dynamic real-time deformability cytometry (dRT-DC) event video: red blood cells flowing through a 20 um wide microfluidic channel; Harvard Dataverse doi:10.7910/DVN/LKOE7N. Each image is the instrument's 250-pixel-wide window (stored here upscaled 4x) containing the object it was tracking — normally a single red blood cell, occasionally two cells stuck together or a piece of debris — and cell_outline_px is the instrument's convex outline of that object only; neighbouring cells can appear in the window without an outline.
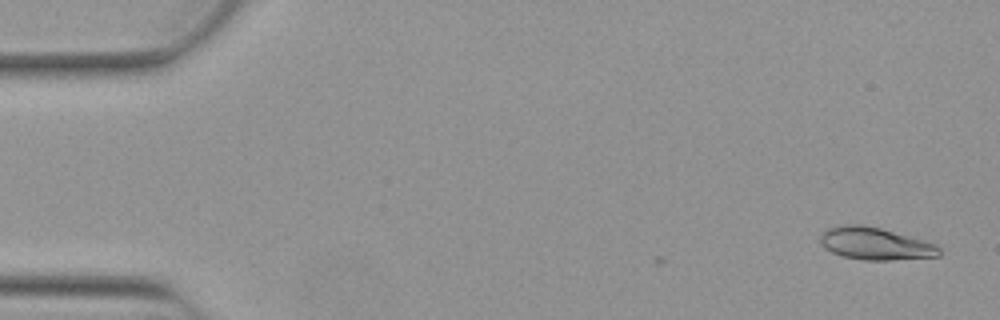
{"species": "Egyptian fruit bat (a non-hibernating species)", "species_latin": "Rousettus aegyptiacus", "temperature_condition": "warm", "stored_images_in_passage": 2, "camera_frame_rate_fps": 3000, "um_per_image_px": 0.085, "animal": {"sex": "female"}, "frame": {"image": 1, "passage_image": 2, "time_ms": 0.333, "image_size_px": [1000, 320], "cell_outline_px": [[940, 256], [888, 260], [864, 260], [844, 256], [832, 252], [820, 244], [820, 236], [828, 228], [848, 224], [860, 224], [880, 228], [936, 244], [940, 248]], "centroid_in_image_um": [74.39, 20.71], "position_along_channel_um": 10.6, "area_um2": 22.08}}